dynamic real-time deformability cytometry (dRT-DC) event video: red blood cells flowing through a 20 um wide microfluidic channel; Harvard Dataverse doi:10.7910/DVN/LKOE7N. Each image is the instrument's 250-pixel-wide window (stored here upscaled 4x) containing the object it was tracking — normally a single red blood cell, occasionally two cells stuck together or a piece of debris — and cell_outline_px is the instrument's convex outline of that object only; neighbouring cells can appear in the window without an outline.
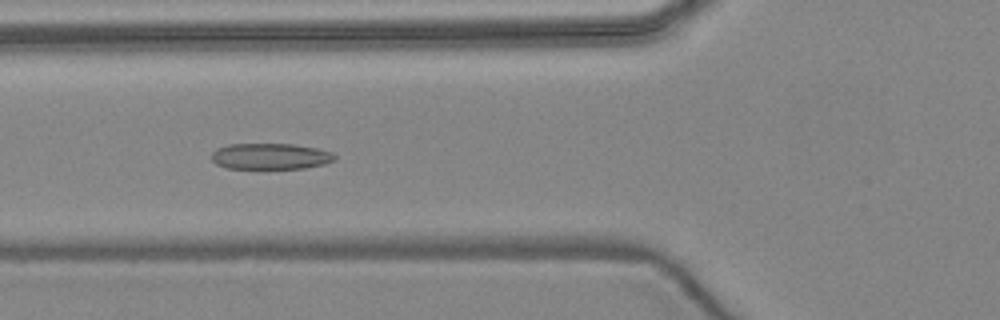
{"species": "common noctule bat (a hibernating species)", "species_latin": "Nyctalus noctula", "temperature_condition": "warm", "stored_images_in_passage": 7, "camera_frame_rate_fps": 3000, "um_per_image_px": 0.085, "animal": {"sex": "female", "body_mass_g": 24.6, "forearm_length_mm": 56.2}, "frame": {"image": 1, "passage_image": 6, "time_ms": 5.667, "image_size_px": [1000, 320], "cell_outline_px": [[336, 160], [324, 164], [304, 168], [224, 168], [216, 164], [212, 160], [212, 152], [216, 148], [228, 144], [292, 144], [316, 148], [332, 152], [336, 156]], "centroid_in_image_um": [22.97, 13.28], "position_along_channel_um": 102.8, "area_um2": 18.73}}
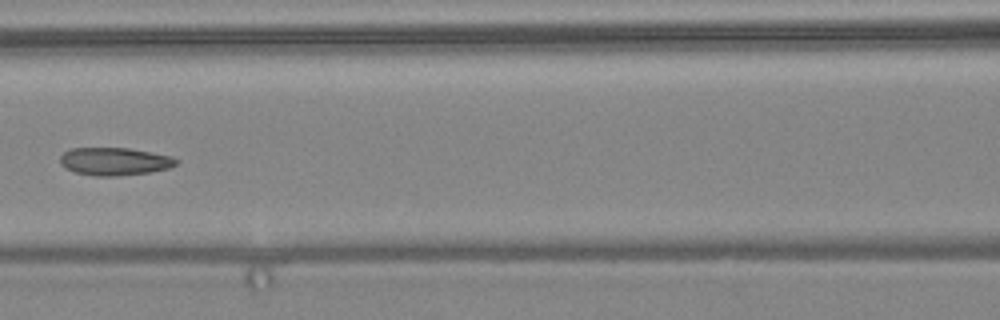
{"frame": {"image": 2, "passage_image": 7, "time_ms": 7.0, "image_size_px": [1000, 320], "cell_outline_px": [[180, 160], [176, 164], [168, 168], [148, 172], [116, 176], [96, 176], [76, 172], [64, 168], [60, 164], [60, 156], [64, 152], [72, 148], [128, 148], [152, 152], [172, 156]], "centroid_in_image_um": [9.73, 13.71], "position_along_channel_um": 156.9, "area_um2": 18.79}}